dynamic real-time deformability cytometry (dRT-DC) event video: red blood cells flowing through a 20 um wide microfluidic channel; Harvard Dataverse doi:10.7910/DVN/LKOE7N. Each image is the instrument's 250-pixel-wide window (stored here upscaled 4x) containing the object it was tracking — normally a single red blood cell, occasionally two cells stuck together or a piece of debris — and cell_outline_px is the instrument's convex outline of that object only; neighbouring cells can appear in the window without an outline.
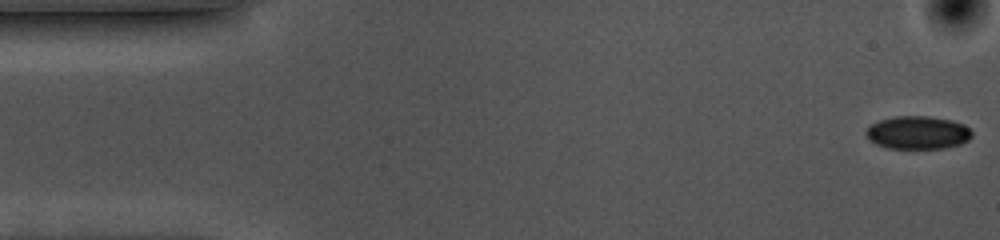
{"species": "common noctule bat (a hibernating species)", "species_latin": "Nyctalus noctula", "temperature_condition": "cold", "stored_images_in_passage": 55, "camera_frame_rate_fps": 3000, "um_per_image_px": 0.085, "animal": {"sex": "female", "body_mass_g": 10.0, "forearm_length_mm": 53.1}, "frame": {"image": 1, "passage_image": 1, "time_ms": 0.0, "image_size_px": [1000, 240], "cell_outline_px": [[972, 136], [968, 140], [960, 144], [944, 148], [888, 148], [876, 144], [868, 140], [864, 136], [864, 132], [872, 124], [880, 120], [896, 116], [928, 116], [952, 120], [964, 124], [972, 132]], "centroid_in_image_um": [77.99, 11.27], "position_along_channel_um": 7.0, "area_um2": 20.46}}
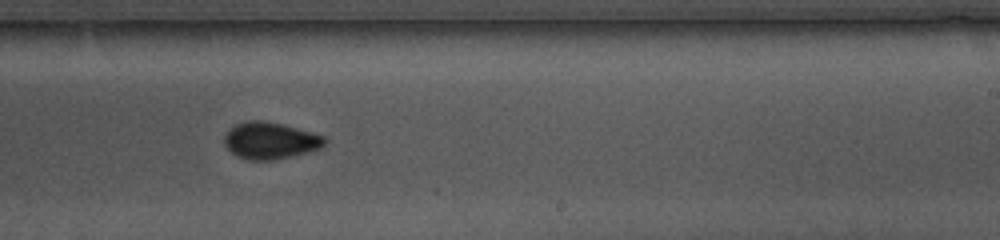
{"frame": {"image": 2, "passage_image": 32, "time_ms": 10.333, "image_size_px": [1000, 240], "cell_outline_px": [[324, 144], [320, 148], [308, 152], [272, 160], [248, 160], [232, 152], [224, 144], [224, 136], [228, 128], [244, 120], [264, 120], [284, 124], [324, 136]], "centroid_in_image_um": [22.93, 11.92], "position_along_channel_um": 266.1, "area_um2": 21.44}}
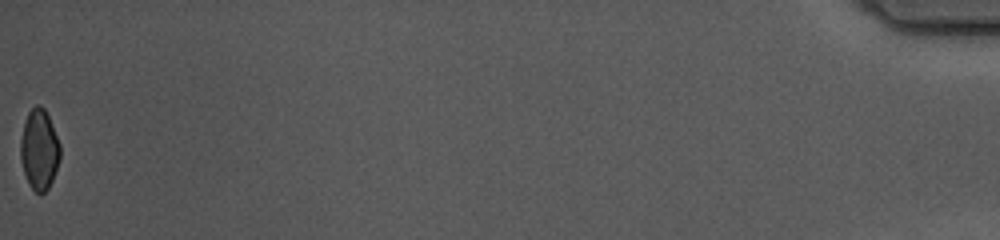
{"frame": {"image": 3, "passage_image": 55, "time_ms": 18.0, "image_size_px": [1000, 240], "cell_outline_px": [[60, 160], [52, 180], [48, 188], [40, 196], [28, 184], [20, 160], [20, 140], [24, 120], [28, 112], [36, 104], [40, 104], [44, 108], [48, 116], [60, 144]], "centroid_in_image_um": [3.32, 12.71], "position_along_channel_um": 431.9, "area_um2": 18.73}, "authors_computed_cell_mechanics": {"area_um2": 21.1548, "velocity_mm_per_s": 3.5816, "shape_relaxation_time_tau1_ms": 3.7236, "shape_relaxation_time_tau2_ms": null, "deformation_change_tau1": 0.0791, "deformation_change_tau2": null}}